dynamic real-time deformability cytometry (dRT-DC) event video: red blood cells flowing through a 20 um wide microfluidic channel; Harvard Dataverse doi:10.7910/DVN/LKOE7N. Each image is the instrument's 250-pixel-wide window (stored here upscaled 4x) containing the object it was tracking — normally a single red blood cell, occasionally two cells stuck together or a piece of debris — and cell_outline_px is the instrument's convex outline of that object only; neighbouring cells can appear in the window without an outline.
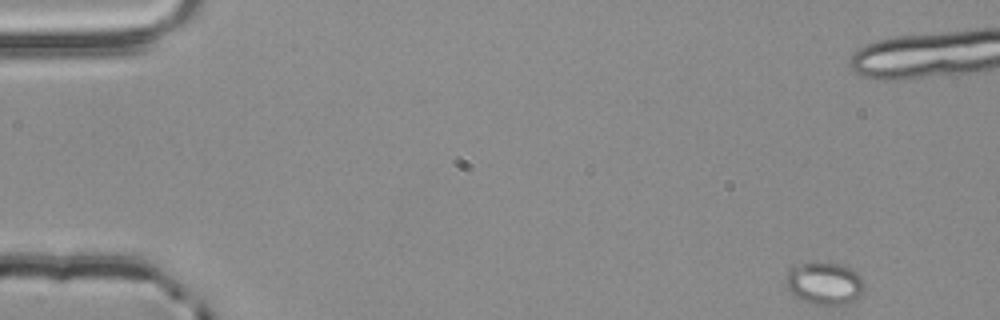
{"species": "common noctule bat (a hibernating species)", "species_latin": "Nyctalus noctula", "temperature_condition": "room temperature", "stored_images_in_passage": 53, "camera_frame_rate_fps": 3000, "um_per_image_px": 0.085, "animal": {"sex": "male", "body_mass_g": 20.4}, "frame": {"image": 1, "passage_image": 1, "time_ms": 0.0, "image_size_px": [1000, 320], "cell_outline_px": [[864, 288], [860, 296], [844, 304], [812, 304], [800, 300], [788, 288], [788, 272], [792, 264], [812, 260], [840, 264], [856, 272], [860, 276], [864, 284]], "centroid_in_image_um": [70.06, 24.04], "position_along_channel_um": 14.9, "area_um2": 19.48}}